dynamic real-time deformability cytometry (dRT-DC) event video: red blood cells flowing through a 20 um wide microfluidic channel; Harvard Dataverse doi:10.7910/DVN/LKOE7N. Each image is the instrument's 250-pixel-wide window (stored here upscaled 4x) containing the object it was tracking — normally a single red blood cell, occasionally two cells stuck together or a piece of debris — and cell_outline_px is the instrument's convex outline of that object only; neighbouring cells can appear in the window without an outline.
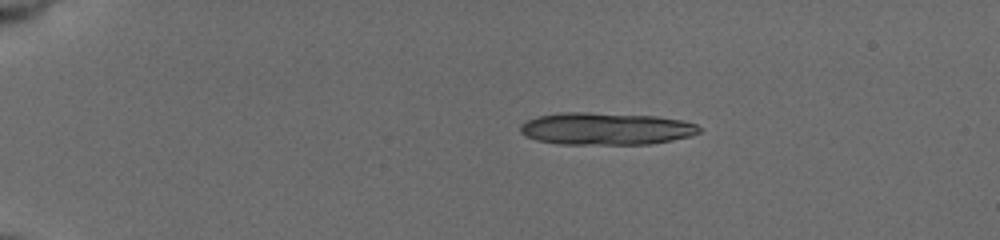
{"species": "common noctule bat (a hibernating species)", "species_latin": "Nyctalus noctula", "temperature_condition": "cold", "stored_images_in_passage": 10, "camera_frame_rate_fps": 3000, "um_per_image_px": 0.085, "animal": {"sex": "female", "body_mass_g": 19.5, "forearm_length_mm": 54.1}, "frame": {"image": 1, "passage_image": 1, "time_ms": 0.0, "image_size_px": [1000, 240], "cell_outline_px": [[704, 128], [700, 132], [692, 136], [652, 144], [560, 144], [536, 140], [524, 136], [520, 132], [520, 124], [528, 120], [540, 116], [560, 112], [588, 112], [656, 116], [680, 120], [696, 124]], "centroid_in_image_um": [51.52, 10.94], "position_along_channel_um": 33.5, "area_um2": 33.87}}